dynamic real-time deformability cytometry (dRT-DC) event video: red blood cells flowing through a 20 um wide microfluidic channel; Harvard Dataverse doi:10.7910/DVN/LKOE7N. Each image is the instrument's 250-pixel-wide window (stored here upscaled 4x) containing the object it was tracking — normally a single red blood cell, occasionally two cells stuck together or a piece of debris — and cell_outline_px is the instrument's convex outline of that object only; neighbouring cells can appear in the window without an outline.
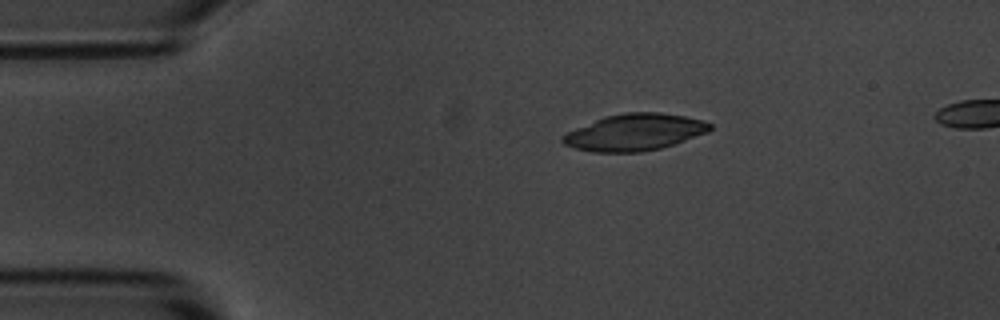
{"species": "common noctule bat (a hibernating species)", "species_latin": "Nyctalus noctula", "temperature_condition": "room temperature", "stored_images_in_passage": 4, "camera_frame_rate_fps": 3000, "um_per_image_px": 0.085, "animal": {"sex": "male", "body_mass_g": 20.1, "forearm_length_mm": 53.5}, "frame": {"image": 1, "passage_image": 1, "time_ms": 0.0, "image_size_px": [1000, 320], "cell_outline_px": [[712, 128], [708, 132], [660, 148], [640, 152], [592, 152], [576, 148], [564, 144], [560, 140], [560, 136], [576, 128], [604, 116], [624, 112], [660, 112], [684, 116], [704, 120], [712, 124]], "centroid_in_image_um": [53.93, 11.23], "position_along_channel_um": 31.1, "area_um2": 31.39}}